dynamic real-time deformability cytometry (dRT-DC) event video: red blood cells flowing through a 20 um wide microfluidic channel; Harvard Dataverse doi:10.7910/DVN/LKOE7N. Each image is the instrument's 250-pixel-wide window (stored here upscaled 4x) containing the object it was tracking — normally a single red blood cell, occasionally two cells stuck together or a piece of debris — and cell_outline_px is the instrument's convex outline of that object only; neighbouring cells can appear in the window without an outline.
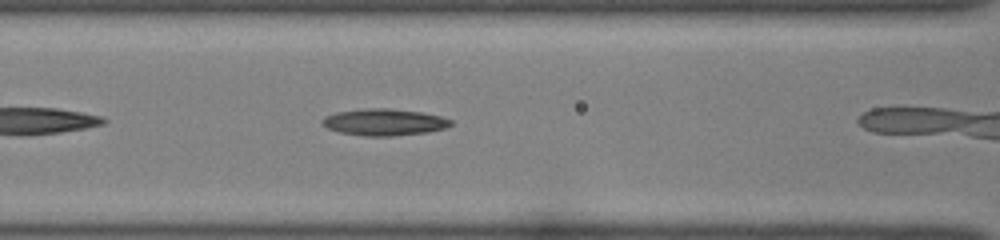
{"species": "common noctule bat (a hibernating species)", "species_latin": "Nyctalus noctula", "temperature_condition": "room temperature", "stored_images_in_passage": 28, "camera_frame_rate_fps": 3000, "um_per_image_px": 0.085, "animal": {"sex": "female", "body_mass_g": 22.0, "forearm_length_mm": 56.7}, "frame": {"image": 1, "passage_image": 7, "time_ms": 2.0, "image_size_px": [1000, 240], "cell_outline_px": [[452, 124], [444, 128], [428, 132], [392, 136], [364, 136], [340, 132], [328, 128], [320, 124], [320, 120], [324, 116], [336, 112], [368, 108], [388, 108], [420, 112], [440, 116], [452, 120]], "centroid_in_image_um": [32.61, 10.38], "position_along_channel_um": 134.0, "area_um2": 20.0}}
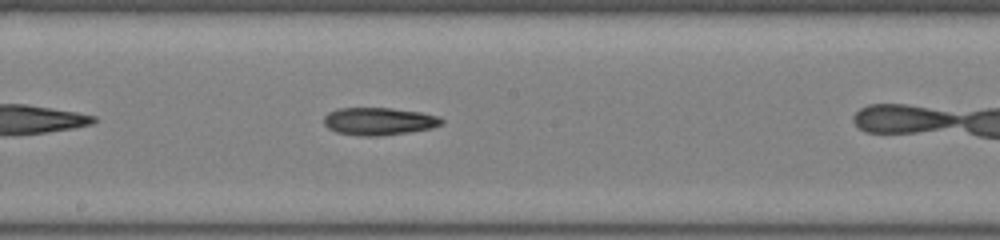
{"frame": {"image": 2, "passage_image": 13, "time_ms": 4.0, "image_size_px": [1000, 240], "cell_outline_px": [[444, 120], [440, 124], [432, 128], [408, 132], [376, 136], [360, 136], [336, 132], [328, 128], [324, 124], [324, 116], [328, 112], [340, 108], [392, 108], [420, 112], [440, 116]], "centroid_in_image_um": [32.19, 10.3], "position_along_channel_um": 216.0, "area_um2": 18.9}}
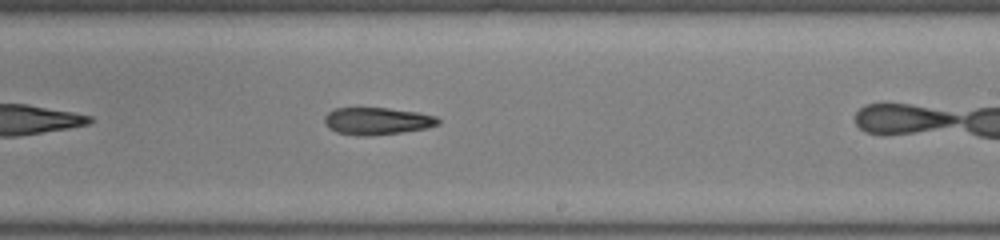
{"frame": {"image": 3, "passage_image": 16, "time_ms": 5.0, "image_size_px": [1000, 240], "cell_outline_px": [[440, 124], [424, 128], [400, 132], [368, 136], [360, 136], [336, 132], [328, 128], [324, 124], [324, 116], [328, 112], [336, 108], [388, 108], [416, 112], [436, 116], [440, 120]], "centroid_in_image_um": [32.01, 10.29], "position_along_channel_um": 257.0, "area_um2": 17.98}}